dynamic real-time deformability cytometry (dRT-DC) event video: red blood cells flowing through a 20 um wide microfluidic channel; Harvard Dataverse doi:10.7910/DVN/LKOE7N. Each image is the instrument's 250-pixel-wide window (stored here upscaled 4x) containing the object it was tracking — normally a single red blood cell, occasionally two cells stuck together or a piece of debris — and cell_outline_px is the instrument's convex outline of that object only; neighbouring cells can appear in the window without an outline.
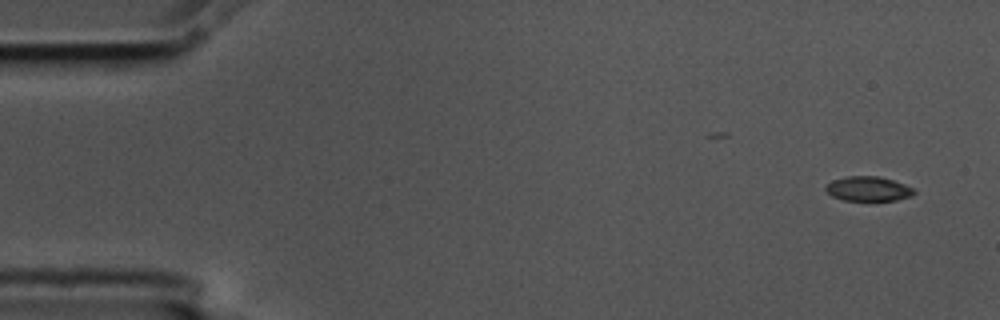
{"species": "common noctule bat (a hibernating species)", "species_latin": "Nyctalus noctula", "temperature_condition": "cold", "stored_images_in_passage": 5, "segment_of_instrument_passage": [1, 2], "camera_frame_rate_fps": 3000, "um_per_image_px": 0.085, "animal": {"sex": "male", "body_mass_g": 17.5, "forearm_length_mm": 52.3}, "frame": {"image": 1, "passage_image": 1, "time_ms": 0.0, "image_size_px": [1000, 320], "cell_outline_px": [[916, 192], [912, 196], [896, 200], [844, 200], [832, 196], [824, 188], [832, 180], [848, 176], [880, 176], [904, 184], [912, 188]], "centroid_in_image_um": [73.81, 16.04], "position_along_channel_um": 11.2, "area_um2": 12.54}}